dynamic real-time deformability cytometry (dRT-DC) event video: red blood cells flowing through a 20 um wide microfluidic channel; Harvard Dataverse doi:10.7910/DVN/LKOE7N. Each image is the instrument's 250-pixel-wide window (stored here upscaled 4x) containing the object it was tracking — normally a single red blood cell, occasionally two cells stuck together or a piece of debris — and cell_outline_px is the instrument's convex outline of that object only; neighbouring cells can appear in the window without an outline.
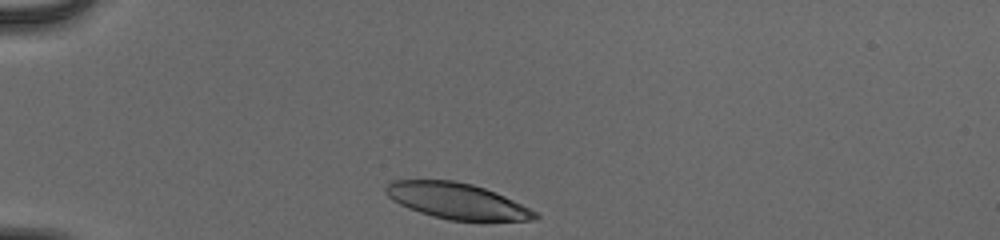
{"species": "human", "species_latin": "Homo sapiens", "temperature_condition": "cold", "stored_images_in_passage": 32, "camera_frame_rate_fps": 3000, "um_per_image_px": 0.085, "donor": {"sex": "male"}, "frame": {"image": 1, "passage_image": 1, "time_ms": 0.0, "image_size_px": [1000, 240], "cell_outline_px": [[540, 216], [536, 220], [484, 224], [448, 220], [432, 216], [408, 208], [392, 200], [384, 192], [384, 188], [392, 180], [452, 180], [472, 184], [496, 192], [536, 212]], "centroid_in_image_um": [38.91, 17.14], "position_along_channel_um": 46.1, "area_um2": 32.19}}
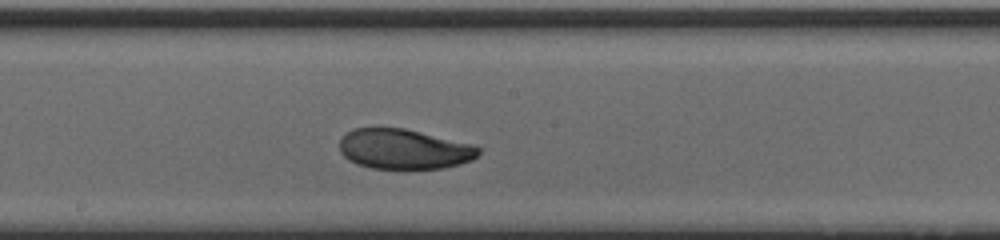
{"frame": {"image": 2, "passage_image": 17, "time_ms": 5.333, "image_size_px": [1000, 240], "cell_outline_px": [[480, 152], [472, 160], [460, 164], [444, 168], [372, 168], [356, 164], [348, 160], [340, 152], [340, 140], [352, 128], [404, 128], [472, 144], [480, 148]], "centroid_in_image_um": [34.33, 12.67], "position_along_channel_um": 213.9, "area_um2": 32.25}}
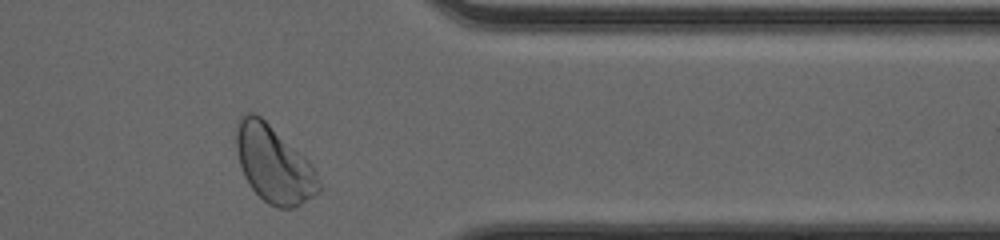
{"frame": {"image": 3, "passage_image": 31, "time_ms": 10.0, "image_size_px": [1000, 240], "cell_outline_px": [[320, 192], [300, 204], [292, 208], [280, 208], [268, 204], [252, 188], [244, 176], [240, 164], [236, 148], [236, 128], [240, 120], [248, 112], [256, 112], [304, 156], [312, 164], [316, 172], [320, 184]], "centroid_in_image_um": [23.28, 13.97], "position_along_channel_um": 388.1, "area_um2": 36.53}, "authors_computed_cell_mechanics": {"area_um2": 33.3217, "velocity_mm_per_s": 3.8948, "shape_relaxation_time_tau1_ms": 2.9816, "shape_relaxation_time_tau2_ms": 2.2802, "deformation_change_tau1": 0.1257, "deformation_change_tau2": 0.0675}}